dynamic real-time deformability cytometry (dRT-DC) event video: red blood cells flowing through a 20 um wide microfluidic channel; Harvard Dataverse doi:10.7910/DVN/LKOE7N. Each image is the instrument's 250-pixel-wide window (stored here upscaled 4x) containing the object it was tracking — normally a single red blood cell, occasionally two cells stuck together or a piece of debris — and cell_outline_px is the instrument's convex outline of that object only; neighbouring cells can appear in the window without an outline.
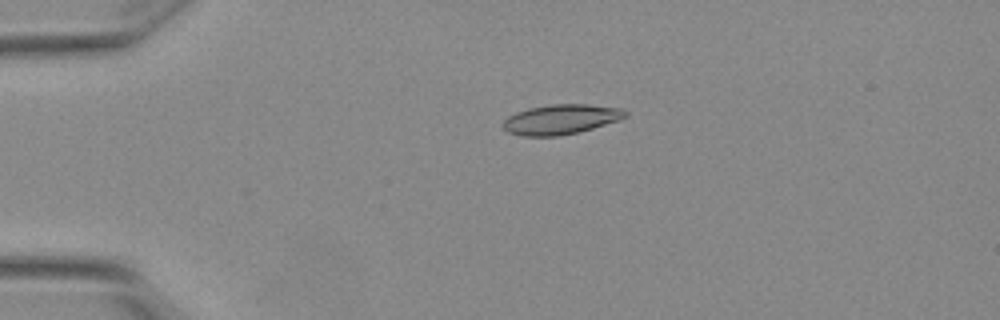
{"species": "Egyptian fruit bat (a non-hibernating species)", "species_latin": "Rousettus aegyptiacus", "temperature_condition": "warm", "stored_images_in_passage": 3, "camera_frame_rate_fps": 3000, "um_per_image_px": 0.085, "animal": {"sex": "female"}, "frame": {"image": 1, "passage_image": 2, "time_ms": 0.333, "image_size_px": [1000, 320], "cell_outline_px": [[628, 116], [580, 132], [560, 136], [520, 136], [508, 132], [500, 124], [508, 116], [516, 112], [528, 108], [552, 104], [588, 104], [620, 108], [628, 112]], "centroid_in_image_um": [47.63, 10.15], "position_along_channel_um": 37.4, "area_um2": 21.33}}